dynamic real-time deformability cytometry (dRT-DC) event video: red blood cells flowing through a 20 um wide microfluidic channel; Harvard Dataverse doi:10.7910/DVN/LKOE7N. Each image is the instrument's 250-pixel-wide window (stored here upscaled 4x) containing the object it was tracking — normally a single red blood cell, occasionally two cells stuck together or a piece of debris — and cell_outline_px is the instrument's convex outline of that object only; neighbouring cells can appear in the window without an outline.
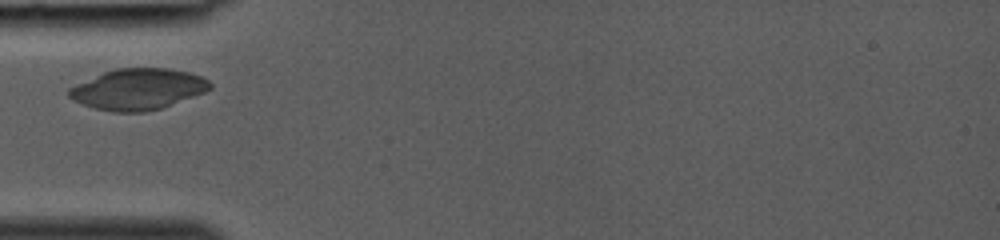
{"species": "common noctule bat (a hibernating species)", "species_latin": "Nyctalus noctula", "temperature_condition": "room temperature", "stored_images_in_passage": 20, "camera_frame_rate_fps": 3000, "um_per_image_px": 0.085, "animal": {"sex": "female", "body_mass_g": 19.0, "forearm_length_mm": 53.3}, "frame": {"image": 1, "passage_image": 1, "time_ms": 0.0, "image_size_px": [1000, 240], "cell_outline_px": [[212, 88], [204, 92], [160, 108], [144, 112], [112, 112], [96, 108], [72, 100], [68, 96], [68, 88], [76, 84], [104, 72], [116, 68], [168, 68], [188, 72], [200, 76], [208, 80], [212, 84]], "centroid_in_image_um": [11.71, 7.57], "position_along_channel_um": 73.3, "area_um2": 33.41}}